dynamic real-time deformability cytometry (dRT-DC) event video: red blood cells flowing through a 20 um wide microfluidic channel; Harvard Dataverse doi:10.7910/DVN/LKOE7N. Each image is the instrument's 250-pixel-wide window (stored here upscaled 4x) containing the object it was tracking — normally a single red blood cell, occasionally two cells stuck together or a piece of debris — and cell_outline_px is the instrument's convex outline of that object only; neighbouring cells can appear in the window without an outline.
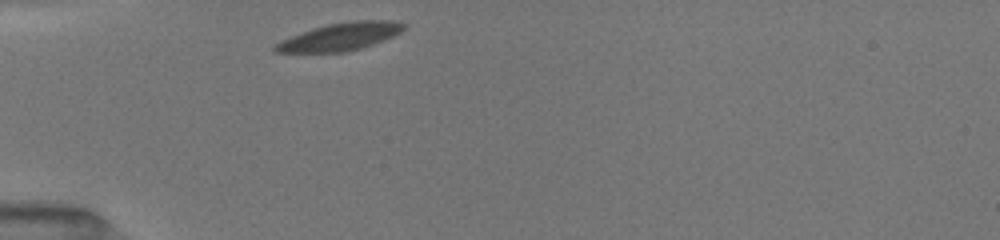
{"species": "common noctule bat (a hibernating species)", "species_latin": "Nyctalus noctula", "temperature_condition": "room temperature", "stored_images_in_passage": 4, "camera_frame_rate_fps": 3000, "um_per_image_px": 0.085, "animal": {"sex": "female", "body_mass_g": 19.5, "forearm_length_mm": 54.1}, "frame": {"image": 1, "passage_image": 1, "time_ms": 0.0, "image_size_px": [1000, 240], "cell_outline_px": [[404, 28], [400, 32], [384, 40], [360, 48], [344, 52], [276, 52], [272, 48], [280, 40], [328, 24], [356, 20], [392, 20], [404, 24]], "centroid_in_image_um": [28.93, 3.12], "position_along_channel_um": 56.1, "area_um2": 20.23}}
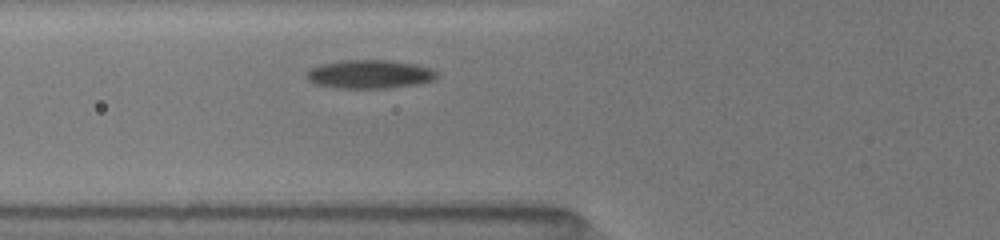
{"frame": {"image": 2, "passage_image": 4, "time_ms": 1.333, "image_size_px": [1000, 240], "cell_outline_px": [[440, 76], [432, 80], [420, 84], [388, 88], [336, 88], [316, 84], [308, 80], [308, 72], [312, 68], [324, 64], [348, 60], [388, 60], [412, 64], [428, 68], [436, 72]], "centroid_in_image_um": [31.46, 6.32], "position_along_channel_um": 94.3, "area_um2": 21.33}}